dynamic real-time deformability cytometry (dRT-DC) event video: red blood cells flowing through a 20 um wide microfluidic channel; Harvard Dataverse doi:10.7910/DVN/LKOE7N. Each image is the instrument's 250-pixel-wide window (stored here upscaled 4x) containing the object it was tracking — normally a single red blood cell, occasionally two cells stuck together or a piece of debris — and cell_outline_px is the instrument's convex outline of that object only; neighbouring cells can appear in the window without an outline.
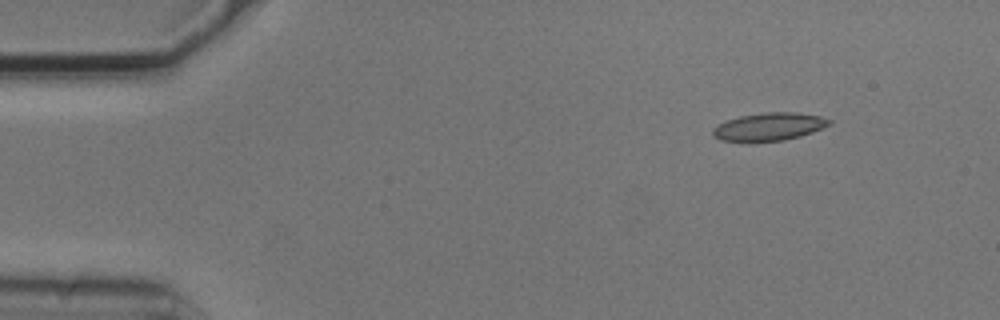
{"species": "common noctule bat (a hibernating species)", "species_latin": "Nyctalus noctula", "temperature_condition": "cold", "stored_images_in_passage": 9, "camera_frame_rate_fps": 3000, "um_per_image_px": 0.085, "animal": {"sex": "male", "body_mass_g": 20.5, "forearm_length_mm": 52.5}, "frame": {"image": 1, "passage_image": 1, "time_ms": 0.0, "image_size_px": [1000, 320], "cell_outline_px": [[832, 124], [812, 132], [800, 136], [784, 140], [720, 140], [712, 136], [712, 128], [716, 124], [740, 116], [764, 112], [796, 112], [820, 116], [832, 120]], "centroid_in_image_um": [65.38, 10.74], "position_along_channel_um": 19.6, "area_um2": 18.67}}
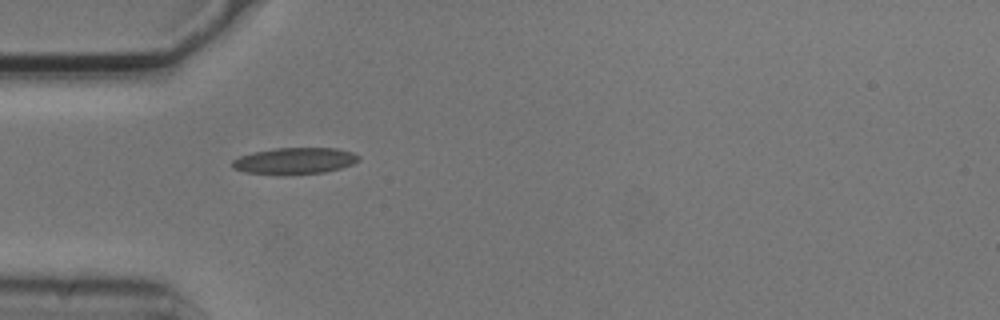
{"frame": {"image": 2, "passage_image": 4, "time_ms": 1.0, "image_size_px": [1000, 320], "cell_outline_px": [[360, 160], [352, 164], [340, 168], [324, 172], [288, 176], [276, 176], [244, 172], [232, 168], [232, 160], [240, 156], [252, 152], [272, 148], [336, 148], [352, 152], [360, 156]], "centroid_in_image_um": [25.0, 13.69], "position_along_channel_um": 60.0, "area_um2": 20.06}}
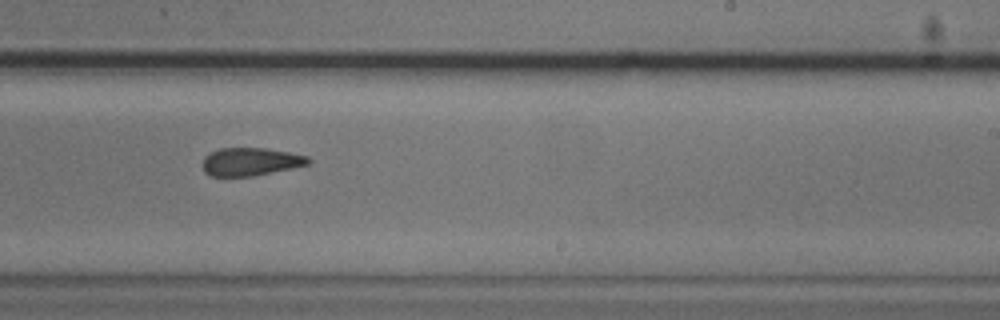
{"frame": {"image": 3, "passage_image": 9, "time_ms": 2.667, "image_size_px": [1000, 320], "cell_outline_px": [[312, 160], [308, 164], [292, 168], [252, 176], [212, 176], [204, 172], [204, 156], [220, 148], [264, 148], [288, 152], [308, 156]], "centroid_in_image_um": [21.31, 13.74], "position_along_channel_um": 267.7, "area_um2": 17.05}}